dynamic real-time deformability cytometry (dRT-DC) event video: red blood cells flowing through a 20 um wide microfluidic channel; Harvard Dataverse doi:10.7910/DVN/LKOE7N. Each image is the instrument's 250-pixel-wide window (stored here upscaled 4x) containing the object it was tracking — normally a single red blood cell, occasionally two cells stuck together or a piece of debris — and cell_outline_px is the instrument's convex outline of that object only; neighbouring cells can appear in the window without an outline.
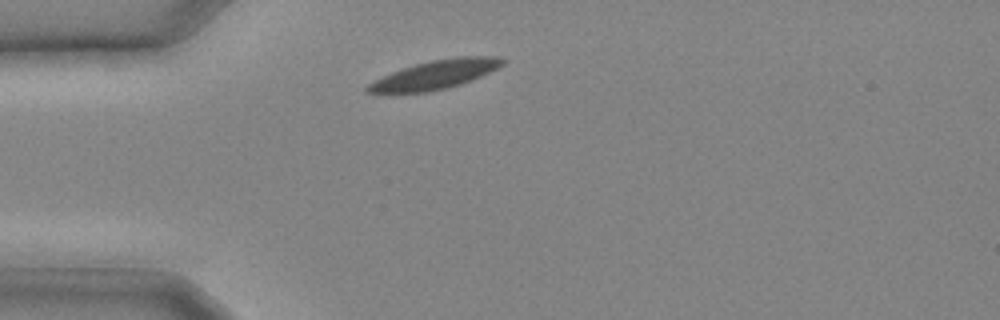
{"species": "common noctule bat (a hibernating species)", "species_latin": "Nyctalus noctula", "temperature_condition": "cold", "stored_images_in_passage": 11, "camera_frame_rate_fps": 3000, "um_per_image_px": 0.085, "animal": {"sex": "male", "body_mass_g": 20.4}, "frame": {"image": 1, "passage_image": 1, "time_ms": 0.0, "image_size_px": [1000, 320], "cell_outline_px": [[504, 64], [472, 80], [448, 88], [428, 92], [368, 92], [364, 88], [368, 84], [392, 72], [416, 64], [432, 60], [460, 56], [500, 56], [504, 60]], "centroid_in_image_um": [37.04, 6.33], "position_along_channel_um": 48.0, "area_um2": 22.14}}
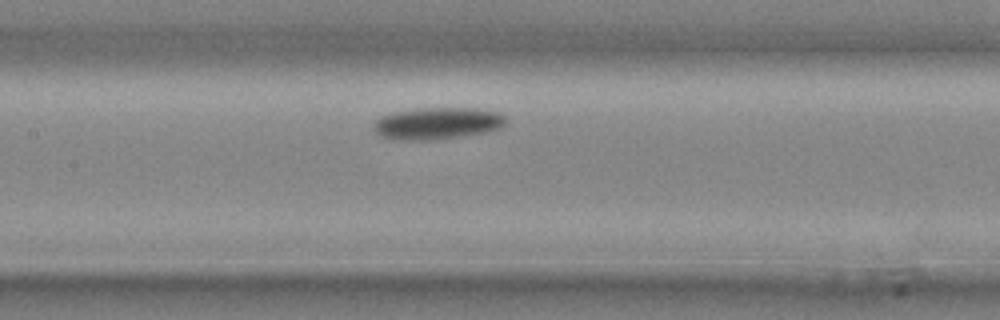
{"frame": {"image": 2, "passage_image": 7, "time_ms": 2.0, "image_size_px": [1000, 320], "cell_outline_px": [[508, 120], [500, 128], [488, 132], [464, 136], [432, 140], [392, 140], [380, 136], [372, 128], [372, 124], [380, 116], [388, 112], [412, 108], [480, 108], [500, 112], [508, 116]], "centroid_in_image_um": [37.17, 10.47], "position_along_channel_um": 170.2, "area_um2": 25.49}}
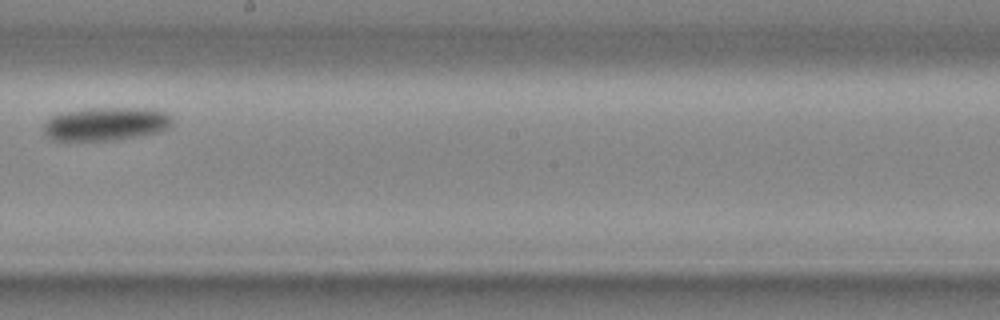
{"frame": {"image": 3, "passage_image": 10, "time_ms": 3.0, "image_size_px": [1000, 320], "cell_outline_px": [[172, 128], [160, 132], [144, 136], [116, 140], [52, 140], [44, 132], [44, 124], [48, 116], [56, 112], [88, 108], [156, 108], [168, 112], [172, 116]], "centroid_in_image_um": [9.05, 10.51], "position_along_channel_um": 239.1, "area_um2": 25.89}}